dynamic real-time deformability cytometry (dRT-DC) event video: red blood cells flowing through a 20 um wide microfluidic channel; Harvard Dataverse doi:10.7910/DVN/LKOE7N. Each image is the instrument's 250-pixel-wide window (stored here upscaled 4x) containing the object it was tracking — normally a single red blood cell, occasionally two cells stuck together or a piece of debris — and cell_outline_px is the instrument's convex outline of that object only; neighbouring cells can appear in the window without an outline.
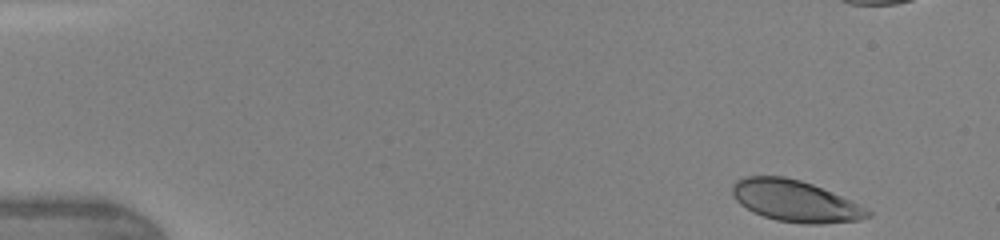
{"species": "human", "species_latin": "Homo sapiens", "temperature_condition": "warm", "stored_images_in_passage": 43, "camera_frame_rate_fps": 3000, "um_per_image_px": 0.085, "donor": {"sex": "female"}, "frame": {"image": 1, "passage_image": 1, "time_ms": 0.0, "image_size_px": [1000, 240], "cell_outline_px": [[872, 216], [860, 220], [824, 224], [800, 224], [776, 220], [752, 212], [740, 204], [732, 196], [732, 184], [736, 180], [744, 176], [784, 176], [800, 180], [812, 184], [852, 200], [872, 212]], "centroid_in_image_um": [67.59, 17.09], "position_along_channel_um": 17.4, "area_um2": 33.0}}
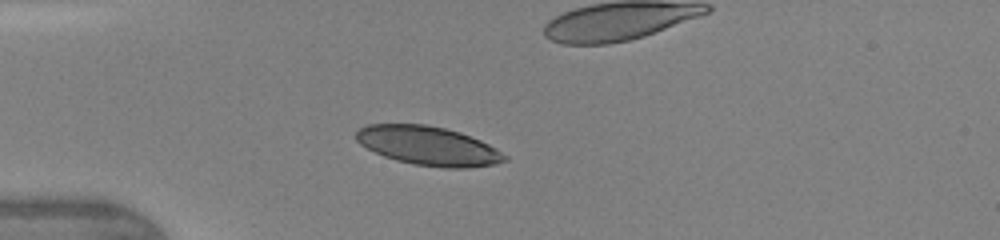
{"frame": {"image": 2, "passage_image": 10, "time_ms": 3.0, "image_size_px": [1000, 240], "cell_outline_px": [[508, 160], [496, 164], [468, 168], [444, 168], [412, 164], [396, 160], [384, 156], [360, 144], [356, 140], [356, 132], [360, 128], [368, 124], [424, 124], [444, 128], [460, 132], [480, 140], [496, 148], [508, 156]], "centroid_in_image_um": [36.43, 12.4], "position_along_channel_um": 48.6, "area_um2": 33.76}}
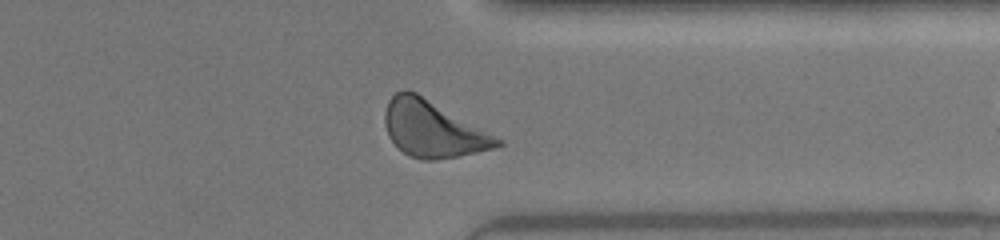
{"frame": {"image": 3, "passage_image": 34, "time_ms": 11.0, "image_size_px": [1000, 240], "cell_outline_px": [[504, 144], [496, 148], [460, 156], [432, 160], [420, 160], [408, 156], [388, 136], [384, 124], [384, 112], [388, 100], [396, 92], [404, 88], [408, 88], [416, 92], [504, 140]], "centroid_in_image_um": [36.78, 10.96], "position_along_channel_um": 374.6, "area_um2": 37.05}, "authors_computed_cell_mechanics": {"area_um2": 34.9112, "velocity_mm_per_s": 4.3331, "shape_relaxation_time_tau1_ms": 1.9502, "shape_relaxation_time_tau2_ms": 8.9058, "deformation_change_tau1": 0.1247, "deformation_change_tau2": 0.1166}}